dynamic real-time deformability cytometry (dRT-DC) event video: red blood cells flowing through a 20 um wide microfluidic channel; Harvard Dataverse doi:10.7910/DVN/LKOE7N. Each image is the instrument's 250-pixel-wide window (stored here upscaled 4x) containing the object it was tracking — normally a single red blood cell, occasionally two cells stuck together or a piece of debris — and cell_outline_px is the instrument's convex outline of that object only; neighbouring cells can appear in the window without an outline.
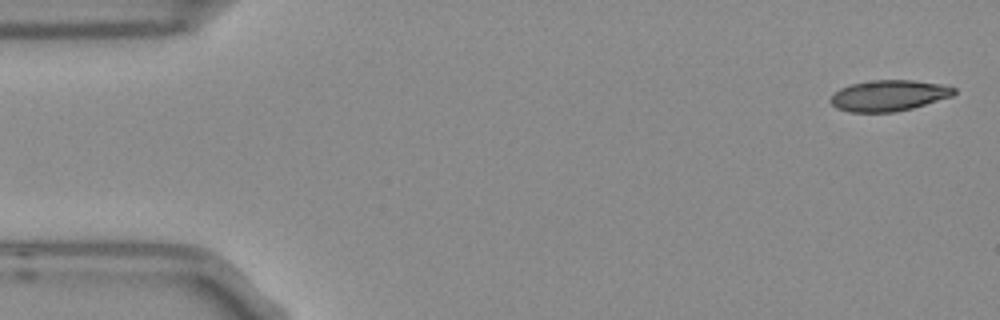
{"species": "Egyptian fruit bat (a non-hibernating species)", "species_latin": "Rousettus aegyptiacus", "temperature_condition": "room temperature", "stored_images_in_passage": 8, "camera_frame_rate_fps": 3000, "um_per_image_px": 0.085, "frame": {"image": 1, "passage_image": 1, "time_ms": 0.0, "image_size_px": [1000, 320], "cell_outline_px": [[956, 92], [952, 96], [912, 108], [896, 112], [848, 112], [836, 108], [828, 100], [840, 88], [852, 84], [872, 80], [912, 80], [944, 84], [956, 88]], "centroid_in_image_um": [75.55, 8.12], "position_along_channel_um": 9.4, "area_um2": 22.31}}
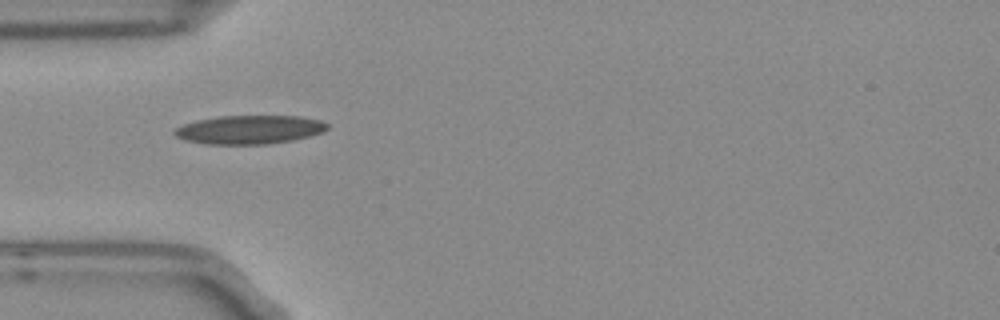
{"frame": {"image": 2, "passage_image": 5, "time_ms": 1.333, "image_size_px": [1000, 320], "cell_outline_px": [[328, 128], [320, 132], [308, 136], [292, 140], [268, 144], [208, 144], [184, 140], [176, 136], [172, 132], [176, 128], [184, 124], [196, 120], [220, 116], [300, 116], [320, 120], [328, 124]], "centroid_in_image_um": [21.18, 11.01], "position_along_channel_um": 63.8, "area_um2": 25.37}}
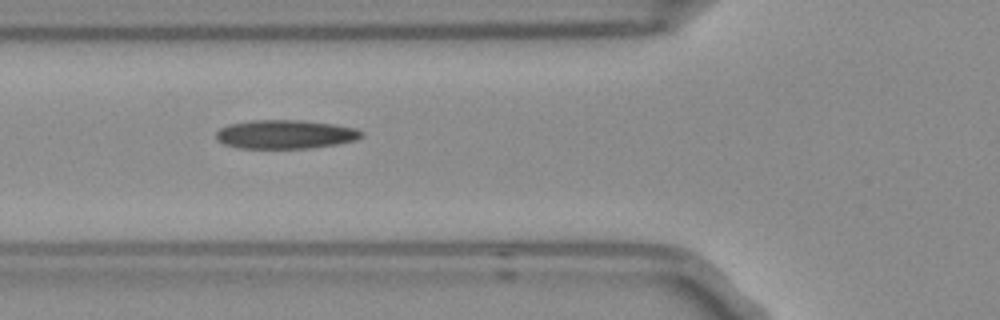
{"frame": {"image": 3, "passage_image": 6, "time_ms": 1.667, "image_size_px": [1000, 320], "cell_outline_px": [[364, 136], [356, 140], [336, 144], [312, 148], [240, 148], [224, 144], [216, 140], [216, 132], [220, 128], [228, 124], [248, 120], [300, 120], [336, 124], [356, 128], [364, 132]], "centroid_in_image_um": [24.26, 11.41], "position_along_channel_um": 101.5, "area_um2": 24.68}}